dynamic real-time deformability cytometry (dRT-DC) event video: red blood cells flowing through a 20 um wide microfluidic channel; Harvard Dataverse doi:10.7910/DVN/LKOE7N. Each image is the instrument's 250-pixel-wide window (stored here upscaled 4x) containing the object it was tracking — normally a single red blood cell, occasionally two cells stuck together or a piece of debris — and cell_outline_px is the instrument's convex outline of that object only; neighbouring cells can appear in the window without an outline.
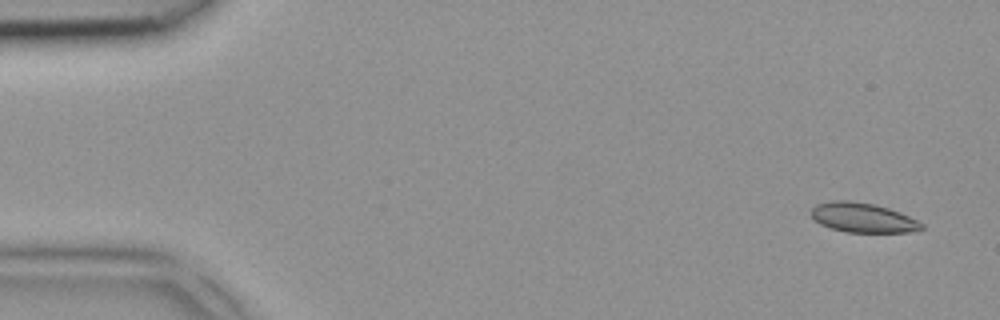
{"species": "common noctule bat (a hibernating species)", "species_latin": "Nyctalus noctula", "temperature_condition": "room temperature", "stored_images_in_passage": 4, "camera_frame_rate_fps": 3000, "um_per_image_px": 0.085, "animal": {"sex": "female", "body_mass_g": 18.4}, "frame": {"image": 1, "passage_image": 1, "time_ms": 0.0, "image_size_px": [1000, 320], "cell_outline_px": [[924, 228], [908, 232], [844, 232], [820, 224], [812, 216], [812, 208], [816, 204], [832, 200], [852, 200], [876, 204], [900, 212], [924, 224]], "centroid_in_image_um": [73.34, 18.49], "position_along_channel_um": 11.7, "area_um2": 19.02}}